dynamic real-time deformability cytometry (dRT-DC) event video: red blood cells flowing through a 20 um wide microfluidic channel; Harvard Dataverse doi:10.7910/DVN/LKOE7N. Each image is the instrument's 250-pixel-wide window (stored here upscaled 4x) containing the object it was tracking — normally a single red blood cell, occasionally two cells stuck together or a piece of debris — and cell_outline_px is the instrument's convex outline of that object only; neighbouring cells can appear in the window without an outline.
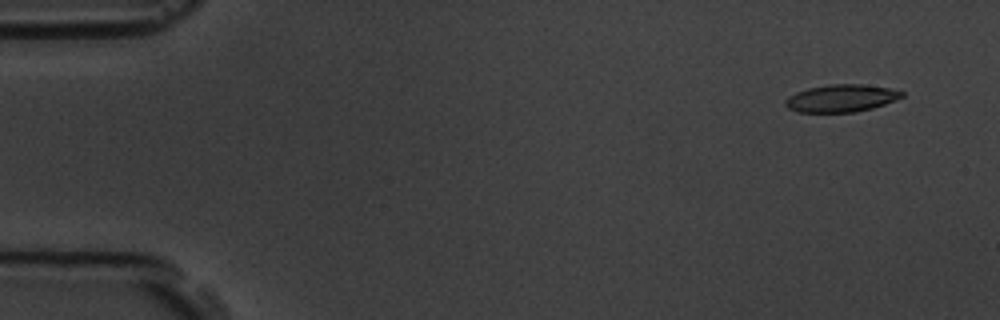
{"species": "common noctule bat (a hibernating species)", "species_latin": "Nyctalus noctula", "temperature_condition": "room temperature", "stored_images_in_passage": 4, "camera_frame_rate_fps": 3000, "um_per_image_px": 0.085, "animal": {"sex": "male", "body_mass_g": 19.5, "forearm_length_mm": 54.6}, "frame": {"image": 1, "passage_image": 1, "time_ms": 0.0, "image_size_px": [1000, 320], "cell_outline_px": [[904, 96], [884, 104], [872, 108], [856, 112], [796, 112], [788, 108], [784, 104], [784, 100], [788, 96], [796, 92], [808, 88], [832, 84], [860, 84], [888, 88], [904, 92]], "centroid_in_image_um": [71.46, 8.35], "position_along_channel_um": 13.5, "area_um2": 18.55}}
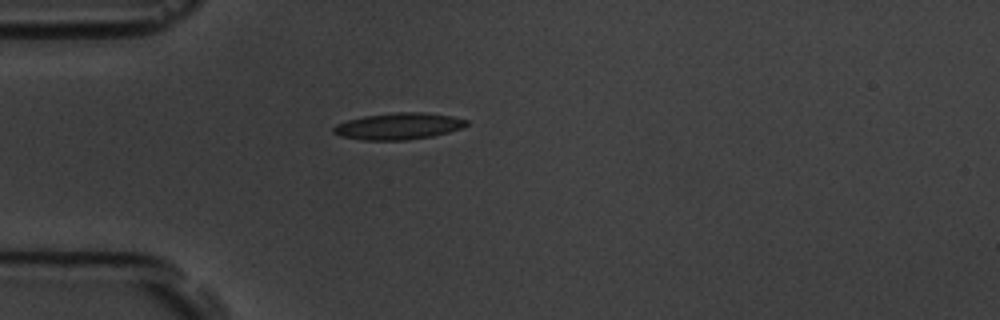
{"frame": {"image": 2, "passage_image": 4, "time_ms": 4.0, "image_size_px": [1000, 320], "cell_outline_px": [[468, 124], [460, 128], [448, 132], [432, 136], [408, 140], [364, 140], [340, 136], [332, 132], [332, 128], [336, 124], [348, 120], [364, 116], [396, 112], [424, 112], [452, 116], [468, 120]], "centroid_in_image_um": [33.86, 10.72], "position_along_channel_um": 51.1, "area_um2": 20.58}}